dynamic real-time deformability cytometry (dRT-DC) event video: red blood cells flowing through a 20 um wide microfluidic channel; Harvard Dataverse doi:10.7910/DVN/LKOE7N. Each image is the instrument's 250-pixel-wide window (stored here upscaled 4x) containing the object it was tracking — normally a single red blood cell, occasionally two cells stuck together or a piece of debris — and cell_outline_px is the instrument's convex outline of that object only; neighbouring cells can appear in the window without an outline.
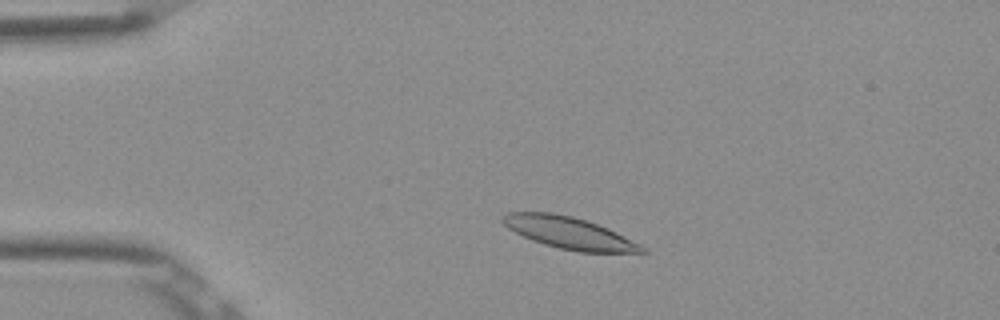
{"species": "Egyptian fruit bat (a non-hibernating species)", "species_latin": "Rousettus aegyptiacus", "temperature_condition": "room temperature", "stored_images_in_passage": 48, "camera_frame_rate_fps": 3000, "um_per_image_px": 0.085, "frame": {"image": 1, "passage_image": 7, "time_ms": 2.0, "image_size_px": [1000, 320], "cell_outline_px": [[648, 252], [580, 252], [560, 248], [544, 244], [532, 240], [508, 228], [500, 220], [500, 216], [508, 212], [552, 212], [572, 216], [588, 220], [608, 228], [648, 248]], "centroid_in_image_um": [48.37, 19.78], "position_along_channel_um": 36.6, "area_um2": 25.84}}
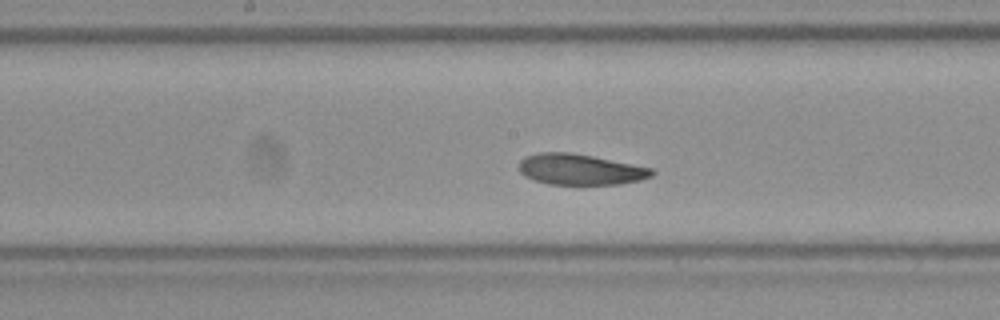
{"frame": {"image": 2, "passage_image": 23, "time_ms": 7.333, "image_size_px": [1000, 320], "cell_outline_px": [[656, 172], [652, 176], [640, 180], [620, 184], [548, 184], [532, 180], [524, 176], [520, 172], [520, 160], [524, 156], [540, 152], [572, 152], [652, 168]], "centroid_in_image_um": [49.29, 14.4], "position_along_channel_um": 198.9, "area_um2": 23.93}}
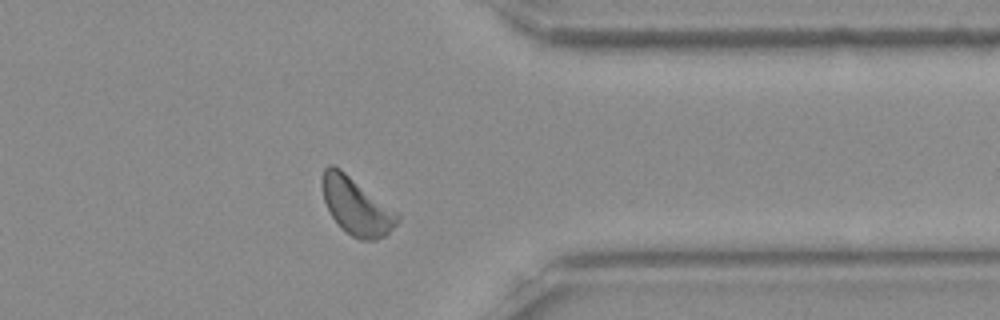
{"frame": {"image": 3, "passage_image": 38, "time_ms": 12.333, "image_size_px": [1000, 320], "cell_outline_px": [[400, 220], [384, 236], [376, 240], [360, 240], [352, 236], [332, 216], [324, 200], [320, 184], [320, 180], [324, 168], [328, 164], [332, 164], [340, 168], [396, 212], [400, 216]], "centroid_in_image_um": [30.25, 17.49], "position_along_channel_um": 381.1, "area_um2": 24.62}, "authors_computed_cell_mechanics": {"area_um2": 24.6806, "velocity_mm_per_s": 3.8119, "shape_relaxation_time_tau1_ms": 3.4419, "shape_relaxation_time_tau2_ms": 2.3084, "deformation_change_tau1": 0.1203, "deformation_change_tau2": 0.0747}}